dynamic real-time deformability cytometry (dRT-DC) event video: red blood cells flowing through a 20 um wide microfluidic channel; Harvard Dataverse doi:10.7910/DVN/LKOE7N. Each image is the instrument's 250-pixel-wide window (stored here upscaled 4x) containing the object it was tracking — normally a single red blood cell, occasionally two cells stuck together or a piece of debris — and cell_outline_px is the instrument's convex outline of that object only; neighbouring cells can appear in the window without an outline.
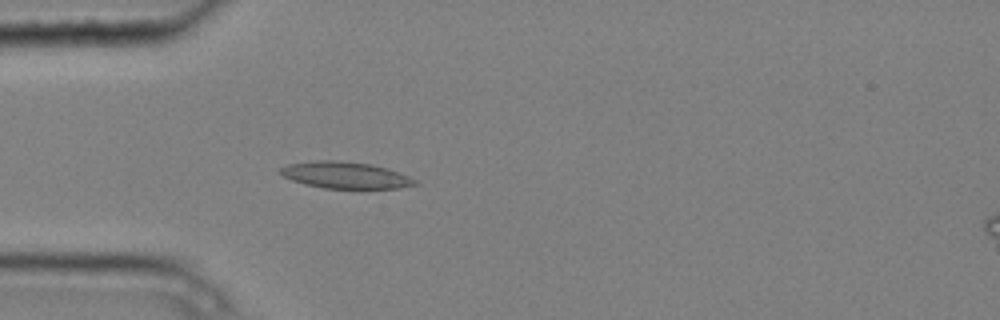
{"species": "common noctule bat (a hibernating species)", "species_latin": "Nyctalus noctula", "temperature_condition": "cold", "stored_images_in_passage": 2, "camera_frame_rate_fps": 3000, "um_per_image_px": 0.085, "animal": {"sex": "male", "body_mass_g": 20.4}, "frame": {"image": 1, "passage_image": 2, "time_ms": 0.333, "image_size_px": [1000, 320], "cell_outline_px": [[420, 184], [400, 188], [324, 188], [304, 184], [292, 180], [284, 176], [280, 172], [280, 168], [288, 164], [316, 160], [340, 160], [368, 164], [388, 168], [420, 180]], "centroid_in_image_um": [29.42, 14.89], "position_along_channel_um": 55.6, "area_um2": 20.98}}